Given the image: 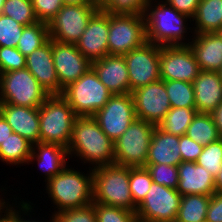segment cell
<instances>
[{
	"mask_svg": "<svg viewBox=\"0 0 222 222\" xmlns=\"http://www.w3.org/2000/svg\"><path fill=\"white\" fill-rule=\"evenodd\" d=\"M67 149L69 155L76 154L95 167L114 164V142L92 116L76 118Z\"/></svg>",
	"mask_w": 222,
	"mask_h": 222,
	"instance_id": "6da1fadb",
	"label": "cell"
},
{
	"mask_svg": "<svg viewBox=\"0 0 222 222\" xmlns=\"http://www.w3.org/2000/svg\"><path fill=\"white\" fill-rule=\"evenodd\" d=\"M91 171L93 202L136 212L129 188V167L111 164L91 168Z\"/></svg>",
	"mask_w": 222,
	"mask_h": 222,
	"instance_id": "7a4b0ae2",
	"label": "cell"
},
{
	"mask_svg": "<svg viewBox=\"0 0 222 222\" xmlns=\"http://www.w3.org/2000/svg\"><path fill=\"white\" fill-rule=\"evenodd\" d=\"M46 185L49 197L59 209L57 212L93 203V171L85 176L79 171L65 167Z\"/></svg>",
	"mask_w": 222,
	"mask_h": 222,
	"instance_id": "3957f363",
	"label": "cell"
},
{
	"mask_svg": "<svg viewBox=\"0 0 222 222\" xmlns=\"http://www.w3.org/2000/svg\"><path fill=\"white\" fill-rule=\"evenodd\" d=\"M151 1L149 0L144 13L146 40L158 46L186 45V42H182L185 39L184 33L187 32L184 22L191 18L166 2H159L152 8Z\"/></svg>",
	"mask_w": 222,
	"mask_h": 222,
	"instance_id": "277c9868",
	"label": "cell"
},
{
	"mask_svg": "<svg viewBox=\"0 0 222 222\" xmlns=\"http://www.w3.org/2000/svg\"><path fill=\"white\" fill-rule=\"evenodd\" d=\"M77 117L61 95H50L39 107L40 142L68 148Z\"/></svg>",
	"mask_w": 222,
	"mask_h": 222,
	"instance_id": "5b68a950",
	"label": "cell"
},
{
	"mask_svg": "<svg viewBox=\"0 0 222 222\" xmlns=\"http://www.w3.org/2000/svg\"><path fill=\"white\" fill-rule=\"evenodd\" d=\"M112 95L92 67L61 94L78 117L93 116Z\"/></svg>",
	"mask_w": 222,
	"mask_h": 222,
	"instance_id": "8992f818",
	"label": "cell"
},
{
	"mask_svg": "<svg viewBox=\"0 0 222 222\" xmlns=\"http://www.w3.org/2000/svg\"><path fill=\"white\" fill-rule=\"evenodd\" d=\"M49 96L27 68L0 74V103L39 108Z\"/></svg>",
	"mask_w": 222,
	"mask_h": 222,
	"instance_id": "52a82bcc",
	"label": "cell"
},
{
	"mask_svg": "<svg viewBox=\"0 0 222 222\" xmlns=\"http://www.w3.org/2000/svg\"><path fill=\"white\" fill-rule=\"evenodd\" d=\"M155 127L136 118L114 142V164L129 168L145 167Z\"/></svg>",
	"mask_w": 222,
	"mask_h": 222,
	"instance_id": "ba28073f",
	"label": "cell"
},
{
	"mask_svg": "<svg viewBox=\"0 0 222 222\" xmlns=\"http://www.w3.org/2000/svg\"><path fill=\"white\" fill-rule=\"evenodd\" d=\"M146 40L144 15L110 14L109 55H124L141 47Z\"/></svg>",
	"mask_w": 222,
	"mask_h": 222,
	"instance_id": "9c48e42d",
	"label": "cell"
},
{
	"mask_svg": "<svg viewBox=\"0 0 222 222\" xmlns=\"http://www.w3.org/2000/svg\"><path fill=\"white\" fill-rule=\"evenodd\" d=\"M98 9L97 3L64 4L48 22L50 39L61 43L76 44L83 35L89 19Z\"/></svg>",
	"mask_w": 222,
	"mask_h": 222,
	"instance_id": "30bf717a",
	"label": "cell"
},
{
	"mask_svg": "<svg viewBox=\"0 0 222 222\" xmlns=\"http://www.w3.org/2000/svg\"><path fill=\"white\" fill-rule=\"evenodd\" d=\"M181 196L176 189L153 182L137 206L138 222H175Z\"/></svg>",
	"mask_w": 222,
	"mask_h": 222,
	"instance_id": "8fae6325",
	"label": "cell"
},
{
	"mask_svg": "<svg viewBox=\"0 0 222 222\" xmlns=\"http://www.w3.org/2000/svg\"><path fill=\"white\" fill-rule=\"evenodd\" d=\"M92 117L101 130L115 142L136 119L132 94L112 95Z\"/></svg>",
	"mask_w": 222,
	"mask_h": 222,
	"instance_id": "7c38bea8",
	"label": "cell"
},
{
	"mask_svg": "<svg viewBox=\"0 0 222 222\" xmlns=\"http://www.w3.org/2000/svg\"><path fill=\"white\" fill-rule=\"evenodd\" d=\"M161 46L145 42L141 47L124 54L130 81V93L160 80L159 58Z\"/></svg>",
	"mask_w": 222,
	"mask_h": 222,
	"instance_id": "4fadbf2b",
	"label": "cell"
},
{
	"mask_svg": "<svg viewBox=\"0 0 222 222\" xmlns=\"http://www.w3.org/2000/svg\"><path fill=\"white\" fill-rule=\"evenodd\" d=\"M160 78L163 81L194 82L200 72L189 45L161 46L159 58Z\"/></svg>",
	"mask_w": 222,
	"mask_h": 222,
	"instance_id": "5bb4252c",
	"label": "cell"
},
{
	"mask_svg": "<svg viewBox=\"0 0 222 222\" xmlns=\"http://www.w3.org/2000/svg\"><path fill=\"white\" fill-rule=\"evenodd\" d=\"M136 118L157 126L171 108L165 81L158 80L131 92Z\"/></svg>",
	"mask_w": 222,
	"mask_h": 222,
	"instance_id": "9a60e30c",
	"label": "cell"
},
{
	"mask_svg": "<svg viewBox=\"0 0 222 222\" xmlns=\"http://www.w3.org/2000/svg\"><path fill=\"white\" fill-rule=\"evenodd\" d=\"M52 55L60 84V95L64 88L78 80L91 68V62L77 49L75 44L52 40Z\"/></svg>",
	"mask_w": 222,
	"mask_h": 222,
	"instance_id": "2e32d148",
	"label": "cell"
},
{
	"mask_svg": "<svg viewBox=\"0 0 222 222\" xmlns=\"http://www.w3.org/2000/svg\"><path fill=\"white\" fill-rule=\"evenodd\" d=\"M109 13L98 9L89 19L83 35L76 42L77 49L91 62L109 55Z\"/></svg>",
	"mask_w": 222,
	"mask_h": 222,
	"instance_id": "e0dca14e",
	"label": "cell"
},
{
	"mask_svg": "<svg viewBox=\"0 0 222 222\" xmlns=\"http://www.w3.org/2000/svg\"><path fill=\"white\" fill-rule=\"evenodd\" d=\"M26 68L50 95H60V84L52 55V39L26 56Z\"/></svg>",
	"mask_w": 222,
	"mask_h": 222,
	"instance_id": "ac0fdd59",
	"label": "cell"
},
{
	"mask_svg": "<svg viewBox=\"0 0 222 222\" xmlns=\"http://www.w3.org/2000/svg\"><path fill=\"white\" fill-rule=\"evenodd\" d=\"M99 80L114 94L130 93V81L123 55H107L91 63Z\"/></svg>",
	"mask_w": 222,
	"mask_h": 222,
	"instance_id": "d6986e66",
	"label": "cell"
},
{
	"mask_svg": "<svg viewBox=\"0 0 222 222\" xmlns=\"http://www.w3.org/2000/svg\"><path fill=\"white\" fill-rule=\"evenodd\" d=\"M0 113L13 133L26 138L32 144L40 142L39 108L0 103Z\"/></svg>",
	"mask_w": 222,
	"mask_h": 222,
	"instance_id": "ffe728a7",
	"label": "cell"
},
{
	"mask_svg": "<svg viewBox=\"0 0 222 222\" xmlns=\"http://www.w3.org/2000/svg\"><path fill=\"white\" fill-rule=\"evenodd\" d=\"M179 181L176 190L181 195L215 193V177L196 162L182 161L178 166Z\"/></svg>",
	"mask_w": 222,
	"mask_h": 222,
	"instance_id": "44dd1931",
	"label": "cell"
},
{
	"mask_svg": "<svg viewBox=\"0 0 222 222\" xmlns=\"http://www.w3.org/2000/svg\"><path fill=\"white\" fill-rule=\"evenodd\" d=\"M187 43L199 65L200 71L218 72L222 66V38L217 32L196 34Z\"/></svg>",
	"mask_w": 222,
	"mask_h": 222,
	"instance_id": "7402d4cb",
	"label": "cell"
},
{
	"mask_svg": "<svg viewBox=\"0 0 222 222\" xmlns=\"http://www.w3.org/2000/svg\"><path fill=\"white\" fill-rule=\"evenodd\" d=\"M192 84L197 112L210 114L222 102L219 72L200 71Z\"/></svg>",
	"mask_w": 222,
	"mask_h": 222,
	"instance_id": "603a6c76",
	"label": "cell"
},
{
	"mask_svg": "<svg viewBox=\"0 0 222 222\" xmlns=\"http://www.w3.org/2000/svg\"><path fill=\"white\" fill-rule=\"evenodd\" d=\"M179 141L180 136L166 133L156 126L152 134L146 164L178 166L182 162Z\"/></svg>",
	"mask_w": 222,
	"mask_h": 222,
	"instance_id": "cb8c5ba5",
	"label": "cell"
},
{
	"mask_svg": "<svg viewBox=\"0 0 222 222\" xmlns=\"http://www.w3.org/2000/svg\"><path fill=\"white\" fill-rule=\"evenodd\" d=\"M67 155L69 157L68 149L61 145L39 142L32 144V153L28 162L37 159L39 167L47 176L48 182L66 167Z\"/></svg>",
	"mask_w": 222,
	"mask_h": 222,
	"instance_id": "d4e9b609",
	"label": "cell"
},
{
	"mask_svg": "<svg viewBox=\"0 0 222 222\" xmlns=\"http://www.w3.org/2000/svg\"><path fill=\"white\" fill-rule=\"evenodd\" d=\"M194 34L217 32L222 27V0H200L195 16Z\"/></svg>",
	"mask_w": 222,
	"mask_h": 222,
	"instance_id": "484cf974",
	"label": "cell"
},
{
	"mask_svg": "<svg viewBox=\"0 0 222 222\" xmlns=\"http://www.w3.org/2000/svg\"><path fill=\"white\" fill-rule=\"evenodd\" d=\"M211 196L182 195L175 222H205Z\"/></svg>",
	"mask_w": 222,
	"mask_h": 222,
	"instance_id": "4316f807",
	"label": "cell"
},
{
	"mask_svg": "<svg viewBox=\"0 0 222 222\" xmlns=\"http://www.w3.org/2000/svg\"><path fill=\"white\" fill-rule=\"evenodd\" d=\"M32 143L17 133H12L0 144V160L7 164H28Z\"/></svg>",
	"mask_w": 222,
	"mask_h": 222,
	"instance_id": "83f0119b",
	"label": "cell"
},
{
	"mask_svg": "<svg viewBox=\"0 0 222 222\" xmlns=\"http://www.w3.org/2000/svg\"><path fill=\"white\" fill-rule=\"evenodd\" d=\"M185 135L202 146L221 139L211 114L206 113L195 115Z\"/></svg>",
	"mask_w": 222,
	"mask_h": 222,
	"instance_id": "f1b7e54d",
	"label": "cell"
},
{
	"mask_svg": "<svg viewBox=\"0 0 222 222\" xmlns=\"http://www.w3.org/2000/svg\"><path fill=\"white\" fill-rule=\"evenodd\" d=\"M197 113L196 108H170L157 126L166 133L182 136Z\"/></svg>",
	"mask_w": 222,
	"mask_h": 222,
	"instance_id": "f546056e",
	"label": "cell"
},
{
	"mask_svg": "<svg viewBox=\"0 0 222 222\" xmlns=\"http://www.w3.org/2000/svg\"><path fill=\"white\" fill-rule=\"evenodd\" d=\"M49 39L48 23L39 21L23 28L16 48L26 57Z\"/></svg>",
	"mask_w": 222,
	"mask_h": 222,
	"instance_id": "4dcf8cb0",
	"label": "cell"
},
{
	"mask_svg": "<svg viewBox=\"0 0 222 222\" xmlns=\"http://www.w3.org/2000/svg\"><path fill=\"white\" fill-rule=\"evenodd\" d=\"M165 87L171 108H196L191 82L169 80L165 81Z\"/></svg>",
	"mask_w": 222,
	"mask_h": 222,
	"instance_id": "1f68e13d",
	"label": "cell"
},
{
	"mask_svg": "<svg viewBox=\"0 0 222 222\" xmlns=\"http://www.w3.org/2000/svg\"><path fill=\"white\" fill-rule=\"evenodd\" d=\"M2 15L11 17L23 26H29L39 22L34 13L31 0H6Z\"/></svg>",
	"mask_w": 222,
	"mask_h": 222,
	"instance_id": "d6a6232c",
	"label": "cell"
},
{
	"mask_svg": "<svg viewBox=\"0 0 222 222\" xmlns=\"http://www.w3.org/2000/svg\"><path fill=\"white\" fill-rule=\"evenodd\" d=\"M153 183L146 167L129 168V188L134 204L138 206Z\"/></svg>",
	"mask_w": 222,
	"mask_h": 222,
	"instance_id": "836d02e7",
	"label": "cell"
},
{
	"mask_svg": "<svg viewBox=\"0 0 222 222\" xmlns=\"http://www.w3.org/2000/svg\"><path fill=\"white\" fill-rule=\"evenodd\" d=\"M149 0H102L98 7L110 14L144 15Z\"/></svg>",
	"mask_w": 222,
	"mask_h": 222,
	"instance_id": "e575fe53",
	"label": "cell"
},
{
	"mask_svg": "<svg viewBox=\"0 0 222 222\" xmlns=\"http://www.w3.org/2000/svg\"><path fill=\"white\" fill-rule=\"evenodd\" d=\"M196 163L216 177L222 168V138L204 146Z\"/></svg>",
	"mask_w": 222,
	"mask_h": 222,
	"instance_id": "d590c367",
	"label": "cell"
},
{
	"mask_svg": "<svg viewBox=\"0 0 222 222\" xmlns=\"http://www.w3.org/2000/svg\"><path fill=\"white\" fill-rule=\"evenodd\" d=\"M97 222H138L135 212L93 202Z\"/></svg>",
	"mask_w": 222,
	"mask_h": 222,
	"instance_id": "8d00e7d4",
	"label": "cell"
},
{
	"mask_svg": "<svg viewBox=\"0 0 222 222\" xmlns=\"http://www.w3.org/2000/svg\"><path fill=\"white\" fill-rule=\"evenodd\" d=\"M151 179L154 183L164 185L170 188H177L179 175L177 166L166 164H146Z\"/></svg>",
	"mask_w": 222,
	"mask_h": 222,
	"instance_id": "74e56055",
	"label": "cell"
},
{
	"mask_svg": "<svg viewBox=\"0 0 222 222\" xmlns=\"http://www.w3.org/2000/svg\"><path fill=\"white\" fill-rule=\"evenodd\" d=\"M11 17L0 15V47H17L23 28Z\"/></svg>",
	"mask_w": 222,
	"mask_h": 222,
	"instance_id": "f35d334b",
	"label": "cell"
},
{
	"mask_svg": "<svg viewBox=\"0 0 222 222\" xmlns=\"http://www.w3.org/2000/svg\"><path fill=\"white\" fill-rule=\"evenodd\" d=\"M26 68V57L15 47H0V74Z\"/></svg>",
	"mask_w": 222,
	"mask_h": 222,
	"instance_id": "ab89813d",
	"label": "cell"
},
{
	"mask_svg": "<svg viewBox=\"0 0 222 222\" xmlns=\"http://www.w3.org/2000/svg\"><path fill=\"white\" fill-rule=\"evenodd\" d=\"M57 222H97L93 203L80 207L55 212Z\"/></svg>",
	"mask_w": 222,
	"mask_h": 222,
	"instance_id": "60d3db41",
	"label": "cell"
},
{
	"mask_svg": "<svg viewBox=\"0 0 222 222\" xmlns=\"http://www.w3.org/2000/svg\"><path fill=\"white\" fill-rule=\"evenodd\" d=\"M34 13L39 21L48 23L63 7L62 0H31Z\"/></svg>",
	"mask_w": 222,
	"mask_h": 222,
	"instance_id": "b9f144b4",
	"label": "cell"
},
{
	"mask_svg": "<svg viewBox=\"0 0 222 222\" xmlns=\"http://www.w3.org/2000/svg\"><path fill=\"white\" fill-rule=\"evenodd\" d=\"M179 148L182 161L196 162L204 146L196 143L186 135L180 136Z\"/></svg>",
	"mask_w": 222,
	"mask_h": 222,
	"instance_id": "7bdbcfd3",
	"label": "cell"
},
{
	"mask_svg": "<svg viewBox=\"0 0 222 222\" xmlns=\"http://www.w3.org/2000/svg\"><path fill=\"white\" fill-rule=\"evenodd\" d=\"M205 222H222V193L211 196Z\"/></svg>",
	"mask_w": 222,
	"mask_h": 222,
	"instance_id": "ee69618b",
	"label": "cell"
},
{
	"mask_svg": "<svg viewBox=\"0 0 222 222\" xmlns=\"http://www.w3.org/2000/svg\"><path fill=\"white\" fill-rule=\"evenodd\" d=\"M165 2L175 8L178 12L193 18L200 0H166Z\"/></svg>",
	"mask_w": 222,
	"mask_h": 222,
	"instance_id": "f6af8a7d",
	"label": "cell"
},
{
	"mask_svg": "<svg viewBox=\"0 0 222 222\" xmlns=\"http://www.w3.org/2000/svg\"><path fill=\"white\" fill-rule=\"evenodd\" d=\"M6 214H4L1 216L2 217V222H38V221H30V220H23V218H21V215L19 214L18 211H16L13 207H6ZM50 222H57L55 215H53L52 217V221Z\"/></svg>",
	"mask_w": 222,
	"mask_h": 222,
	"instance_id": "bcb514c9",
	"label": "cell"
},
{
	"mask_svg": "<svg viewBox=\"0 0 222 222\" xmlns=\"http://www.w3.org/2000/svg\"><path fill=\"white\" fill-rule=\"evenodd\" d=\"M12 133V128L0 113V144L4 142Z\"/></svg>",
	"mask_w": 222,
	"mask_h": 222,
	"instance_id": "7dc6e473",
	"label": "cell"
},
{
	"mask_svg": "<svg viewBox=\"0 0 222 222\" xmlns=\"http://www.w3.org/2000/svg\"><path fill=\"white\" fill-rule=\"evenodd\" d=\"M222 138V102L210 113Z\"/></svg>",
	"mask_w": 222,
	"mask_h": 222,
	"instance_id": "c3c4849f",
	"label": "cell"
},
{
	"mask_svg": "<svg viewBox=\"0 0 222 222\" xmlns=\"http://www.w3.org/2000/svg\"><path fill=\"white\" fill-rule=\"evenodd\" d=\"M215 192L222 193V168L215 177Z\"/></svg>",
	"mask_w": 222,
	"mask_h": 222,
	"instance_id": "681fc988",
	"label": "cell"
},
{
	"mask_svg": "<svg viewBox=\"0 0 222 222\" xmlns=\"http://www.w3.org/2000/svg\"><path fill=\"white\" fill-rule=\"evenodd\" d=\"M65 5L96 3L95 0H62Z\"/></svg>",
	"mask_w": 222,
	"mask_h": 222,
	"instance_id": "f907efd6",
	"label": "cell"
},
{
	"mask_svg": "<svg viewBox=\"0 0 222 222\" xmlns=\"http://www.w3.org/2000/svg\"><path fill=\"white\" fill-rule=\"evenodd\" d=\"M5 201L3 199H0V213L2 212L1 209L5 208ZM1 216V215H0ZM0 222H2V217H0Z\"/></svg>",
	"mask_w": 222,
	"mask_h": 222,
	"instance_id": "816d5d0a",
	"label": "cell"
},
{
	"mask_svg": "<svg viewBox=\"0 0 222 222\" xmlns=\"http://www.w3.org/2000/svg\"><path fill=\"white\" fill-rule=\"evenodd\" d=\"M6 0H0V15H2L3 6Z\"/></svg>",
	"mask_w": 222,
	"mask_h": 222,
	"instance_id": "f5cc1de1",
	"label": "cell"
},
{
	"mask_svg": "<svg viewBox=\"0 0 222 222\" xmlns=\"http://www.w3.org/2000/svg\"><path fill=\"white\" fill-rule=\"evenodd\" d=\"M217 33H218L219 36L222 38V27L217 31Z\"/></svg>",
	"mask_w": 222,
	"mask_h": 222,
	"instance_id": "db71d44e",
	"label": "cell"
},
{
	"mask_svg": "<svg viewBox=\"0 0 222 222\" xmlns=\"http://www.w3.org/2000/svg\"><path fill=\"white\" fill-rule=\"evenodd\" d=\"M219 75H220V79L222 80V66H221V68L219 69Z\"/></svg>",
	"mask_w": 222,
	"mask_h": 222,
	"instance_id": "11a10c76",
	"label": "cell"
},
{
	"mask_svg": "<svg viewBox=\"0 0 222 222\" xmlns=\"http://www.w3.org/2000/svg\"><path fill=\"white\" fill-rule=\"evenodd\" d=\"M97 4H99L102 0H95Z\"/></svg>",
	"mask_w": 222,
	"mask_h": 222,
	"instance_id": "9f6ffc18",
	"label": "cell"
}]
</instances>
